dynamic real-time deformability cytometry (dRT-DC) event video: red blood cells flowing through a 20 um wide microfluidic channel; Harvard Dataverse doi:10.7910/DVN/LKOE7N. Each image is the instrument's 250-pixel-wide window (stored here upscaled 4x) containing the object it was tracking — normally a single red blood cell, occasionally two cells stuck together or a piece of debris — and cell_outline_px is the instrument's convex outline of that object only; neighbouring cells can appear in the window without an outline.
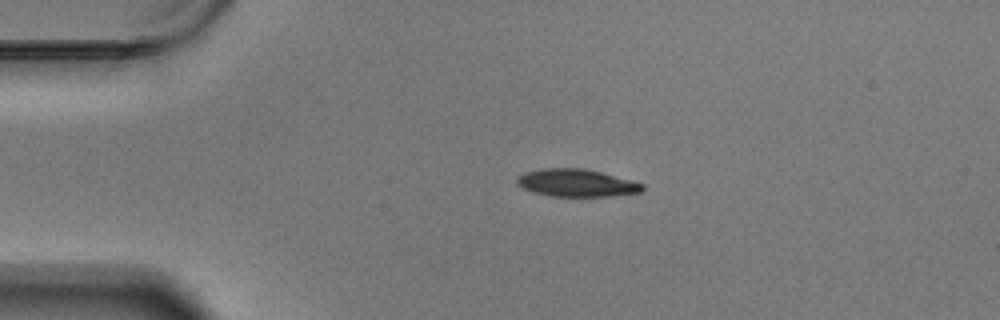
{"species": "Egyptian fruit bat (a non-hibernating species)", "species_latin": "Rousettus aegyptiacus", "temperature_condition": "warm", "stored_images_in_passage": 47, "camera_frame_rate_fps": 3000, "um_per_image_px": 0.085, "animal": {"sex": "male"}, "frame": {"image": 1, "passage_image": 1, "time_ms": 0.0, "image_size_px": [1000, 320], "cell_outline_px": [[644, 188], [640, 192], [608, 196], [552, 196], [536, 192], [524, 188], [516, 184], [516, 176], [524, 172], [540, 168], [584, 168], [632, 180], [644, 184]], "centroid_in_image_um": [48.98, 15.53], "position_along_channel_um": 36.0, "area_um2": 20.06}}
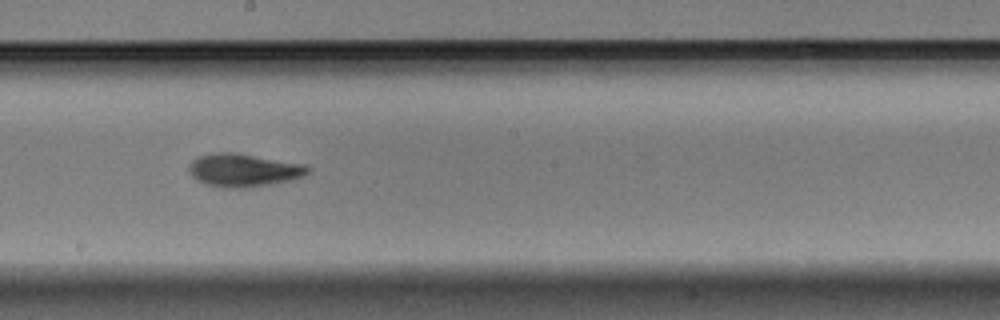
{"frame": {"image": 2, "passage_image": 21, "time_ms": 6.667, "image_size_px": [1000, 320], "cell_outline_px": [[312, 168], [304, 176], [288, 180], [268, 184], [244, 188], [224, 188], [204, 184], [196, 180], [192, 176], [188, 168], [188, 164], [196, 156], [212, 152], [236, 152], [308, 164]], "centroid_in_image_um": [20.68, 14.44], "position_along_channel_um": 227.5, "area_um2": 23.35}}
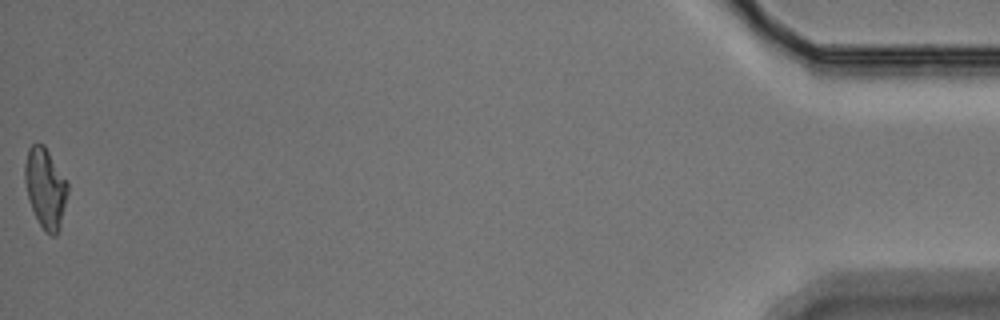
{"frame": {"image": 3, "passage_image": 47, "time_ms": 15.333, "image_size_px": [1000, 320], "cell_outline_px": [[68, 192], [60, 228], [56, 236], [52, 236], [44, 232], [32, 208], [28, 196], [24, 180], [24, 164], [28, 148], [32, 144], [44, 144], [68, 184]], "centroid_in_image_um": [3.85, 15.99], "position_along_channel_um": 431.3, "area_um2": 19.88}, "authors_computed_cell_mechanics": {"area_um2": 21.0392, "velocity_mm_per_s": 3.4556, "shape_relaxation_time_tau1_ms": 5.0126, "shape_relaxation_time_tau2_ms": 3.7928, "deformation_change_tau1": 0.1737, "deformation_change_tau2": 0.1049}}